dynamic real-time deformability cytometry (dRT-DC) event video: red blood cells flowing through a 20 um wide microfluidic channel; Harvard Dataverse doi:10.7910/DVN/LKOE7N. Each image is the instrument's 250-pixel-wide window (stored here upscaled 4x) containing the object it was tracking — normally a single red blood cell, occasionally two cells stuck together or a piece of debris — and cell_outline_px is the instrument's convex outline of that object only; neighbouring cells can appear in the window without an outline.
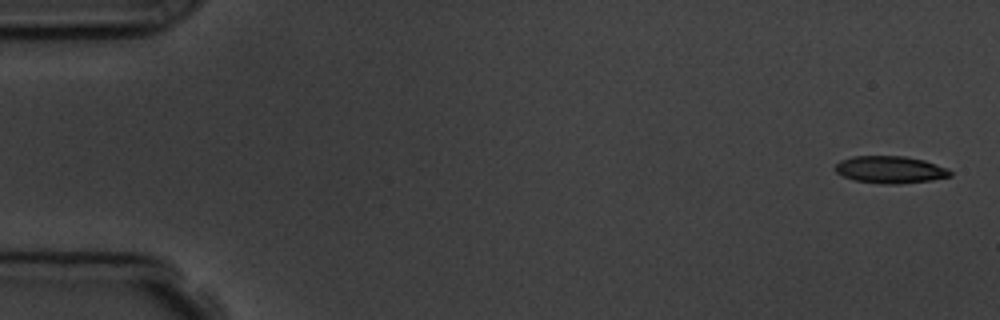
{"species": "common noctule bat (a hibernating species)", "species_latin": "Nyctalus noctula", "temperature_condition": "room temperature", "stored_images_in_passage": 5, "camera_frame_rate_fps": 3000, "um_per_image_px": 0.085, "animal": {"sex": "male", "body_mass_g": 19.5, "forearm_length_mm": 54.6}, "frame": {"image": 1, "passage_image": 1, "time_ms": 0.0, "image_size_px": [1000, 320], "cell_outline_px": [[952, 176], [932, 180], [896, 184], [888, 184], [856, 180], [844, 176], [836, 172], [836, 164], [840, 160], [852, 156], [904, 156], [924, 160], [948, 168], [952, 172]], "centroid_in_image_um": [75.7, 14.41], "position_along_channel_um": 9.3, "area_um2": 18.09}}
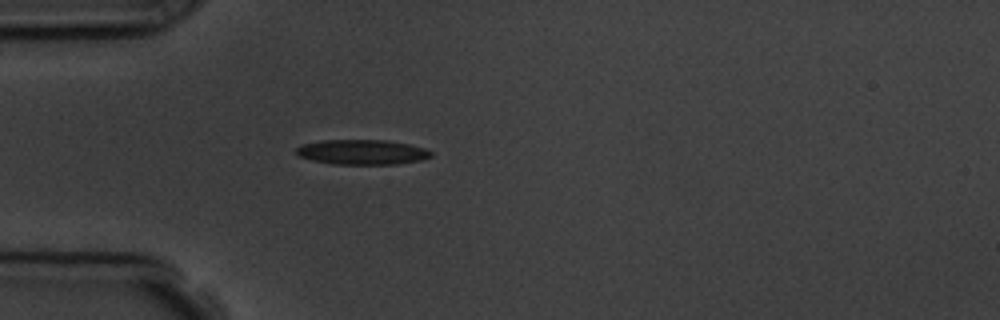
{"frame": {"image": 2, "passage_image": 5, "time_ms": 4.667, "image_size_px": [1000, 320], "cell_outline_px": [[432, 156], [420, 160], [396, 164], [332, 164], [312, 160], [296, 156], [296, 148], [300, 144], [324, 140], [384, 140], [408, 144], [424, 148], [432, 152]], "centroid_in_image_um": [30.73, 12.93], "position_along_channel_um": 54.3, "area_um2": 19.59}}